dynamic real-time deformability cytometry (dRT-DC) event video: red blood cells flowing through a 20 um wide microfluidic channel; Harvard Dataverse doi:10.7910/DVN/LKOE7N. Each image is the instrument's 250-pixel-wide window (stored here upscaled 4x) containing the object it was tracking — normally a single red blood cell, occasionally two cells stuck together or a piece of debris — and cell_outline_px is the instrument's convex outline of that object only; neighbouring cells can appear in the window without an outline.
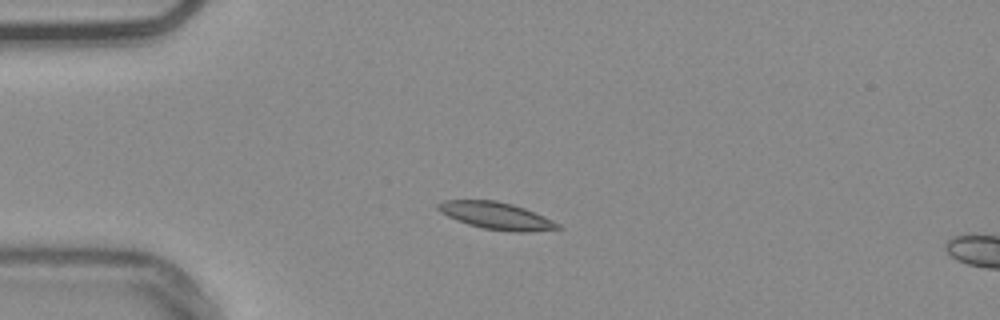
{"species": "common noctule bat (a hibernating species)", "species_latin": "Nyctalus noctula", "temperature_condition": "warm", "stored_images_in_passage": 5, "camera_frame_rate_fps": 3000, "um_per_image_px": 0.085, "animal": {"sex": "male", "body_mass_g": 20.4}, "frame": {"image": 1, "passage_image": 1, "time_ms": 0.0, "image_size_px": [1000, 320], "cell_outline_px": [[564, 228], [528, 232], [512, 232], [484, 228], [468, 224], [456, 220], [440, 212], [436, 208], [436, 204], [444, 200], [496, 200], [512, 204], [524, 208], [544, 216], [560, 224]], "centroid_in_image_um": [42.19, 18.34], "position_along_channel_um": 42.8, "area_um2": 18.96}}